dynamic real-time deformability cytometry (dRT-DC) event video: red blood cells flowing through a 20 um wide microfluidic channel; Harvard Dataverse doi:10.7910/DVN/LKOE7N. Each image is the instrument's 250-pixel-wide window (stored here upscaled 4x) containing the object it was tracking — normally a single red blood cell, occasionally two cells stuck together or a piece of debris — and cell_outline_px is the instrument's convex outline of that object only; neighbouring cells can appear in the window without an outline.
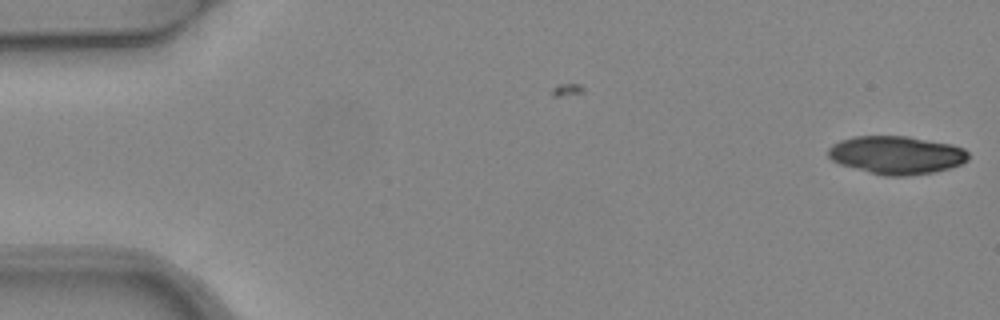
{"species": "common noctule bat (a hibernating species)", "species_latin": "Nyctalus noctula", "temperature_condition": "warm", "stored_images_in_passage": 2, "camera_frame_rate_fps": 3000, "um_per_image_px": 0.085, "animal": {"sex": "female", "body_mass_g": 24.6, "forearm_length_mm": 56.2}, "frame": {"image": 1, "passage_image": 2, "time_ms": 0.333, "image_size_px": [1000, 320], "cell_outline_px": [[968, 160], [960, 164], [936, 172], [908, 176], [884, 176], [868, 172], [840, 164], [832, 160], [828, 156], [828, 148], [832, 144], [840, 140], [852, 136], [908, 136], [952, 144], [964, 148], [968, 152]], "centroid_in_image_um": [76.19, 13.17], "position_along_channel_um": 8.8, "area_um2": 31.33}}